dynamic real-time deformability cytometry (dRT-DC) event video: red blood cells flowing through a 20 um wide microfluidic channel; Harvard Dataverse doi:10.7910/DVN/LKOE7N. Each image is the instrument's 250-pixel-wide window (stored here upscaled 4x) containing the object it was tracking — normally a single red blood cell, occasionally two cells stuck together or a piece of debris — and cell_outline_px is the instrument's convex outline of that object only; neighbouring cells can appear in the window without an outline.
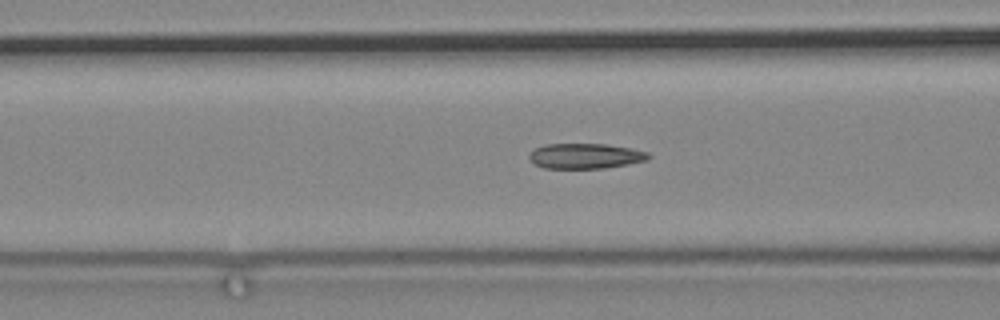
{"species": "common noctule bat (a hibernating species)", "species_latin": "Nyctalus noctula", "temperature_condition": "cold", "stored_images_in_passage": 75, "camera_frame_rate_fps": 3000, "um_per_image_px": 0.085, "animal": {"sex": "male", "body_mass_g": 19.2, "forearm_length_mm": 51.8}, "frame": {"image": 1, "passage_image": 35, "time_ms": 11.333, "image_size_px": [1000, 320], "cell_outline_px": [[652, 156], [648, 160], [628, 164], [604, 168], [544, 168], [536, 164], [528, 156], [536, 148], [548, 144], [604, 144], [632, 148], [648, 152]], "centroid_in_image_um": [49.82, 13.26], "position_along_channel_um": 116.8, "area_um2": 17.4}}
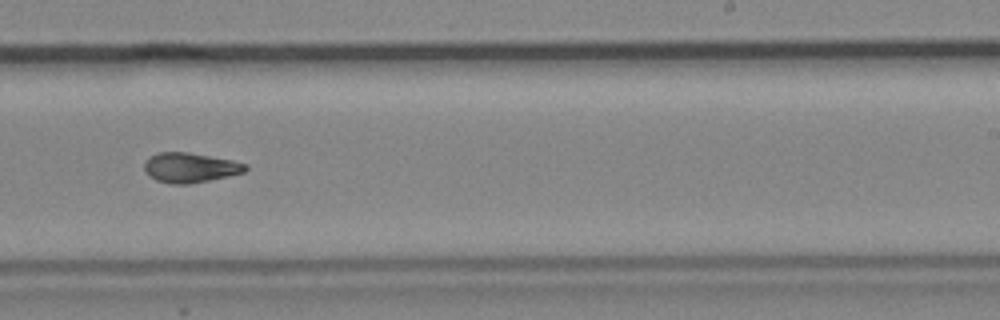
{"frame": {"image": 2, "passage_image": 50, "time_ms": 16.333, "image_size_px": [1000, 320], "cell_outline_px": [[248, 168], [244, 172], [228, 176], [192, 184], [172, 184], [156, 180], [144, 168], [144, 160], [156, 152], [188, 152], [232, 160], [244, 164]], "centroid_in_image_um": [16.14, 14.24], "position_along_channel_um": 272.9, "area_um2": 17.46}}
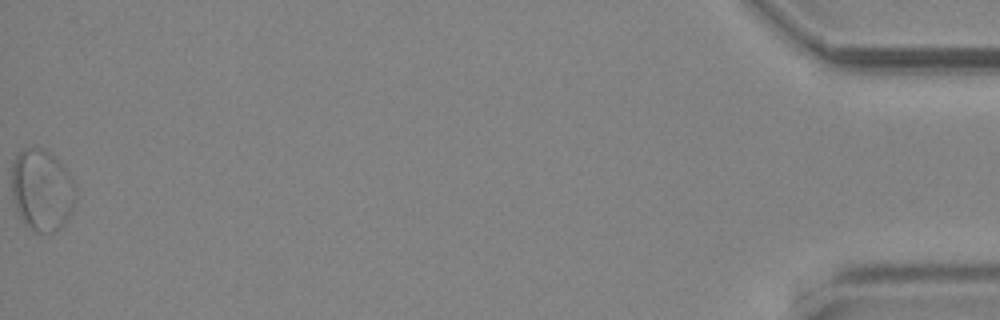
{"frame": {"image": 3, "passage_image": 75, "time_ms": 24.667, "image_size_px": [1000, 320], "cell_outline_px": [[76, 196], [72, 212], [64, 224], [56, 232], [36, 232], [24, 224], [16, 212], [12, 196], [12, 164], [16, 152], [24, 148], [44, 148], [72, 176], [76, 188]], "centroid_in_image_um": [3.55, 16.17], "position_along_channel_um": 431.7, "area_um2": 30.81}}